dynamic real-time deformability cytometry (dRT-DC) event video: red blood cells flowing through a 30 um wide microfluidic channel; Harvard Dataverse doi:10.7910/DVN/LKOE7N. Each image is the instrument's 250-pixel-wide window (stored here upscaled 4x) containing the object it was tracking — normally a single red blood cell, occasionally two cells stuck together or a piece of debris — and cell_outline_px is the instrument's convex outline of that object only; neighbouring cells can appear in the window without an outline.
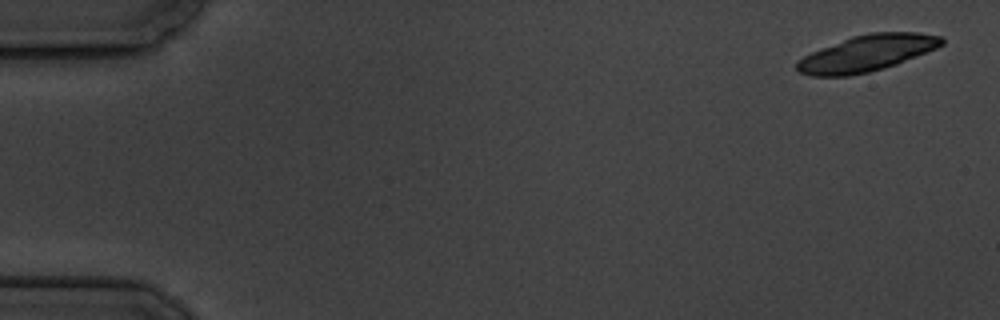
{"species": "common noctule bat (a hibernating species)", "species_latin": "Nyctalus noctula", "temperature_condition": "cold", "stored_images_in_passage": 6, "camera_frame_rate_fps": 3000, "um_per_image_px": 0.085, "animal": {"sex": "male", "body_mass_g": 19.5, "forearm_length_mm": 54.6}, "frame": {"image": 1, "passage_image": 1, "time_ms": 0.0, "image_size_px": [1000, 320], "cell_outline_px": [[944, 44], [936, 48], [896, 64], [884, 68], [868, 72], [848, 76], [812, 76], [800, 72], [796, 68], [796, 60], [820, 48], [852, 36], [868, 32], [916, 32], [944, 36]], "centroid_in_image_um": [73.68, 4.51], "position_along_channel_um": 11.3, "area_um2": 30.58}}